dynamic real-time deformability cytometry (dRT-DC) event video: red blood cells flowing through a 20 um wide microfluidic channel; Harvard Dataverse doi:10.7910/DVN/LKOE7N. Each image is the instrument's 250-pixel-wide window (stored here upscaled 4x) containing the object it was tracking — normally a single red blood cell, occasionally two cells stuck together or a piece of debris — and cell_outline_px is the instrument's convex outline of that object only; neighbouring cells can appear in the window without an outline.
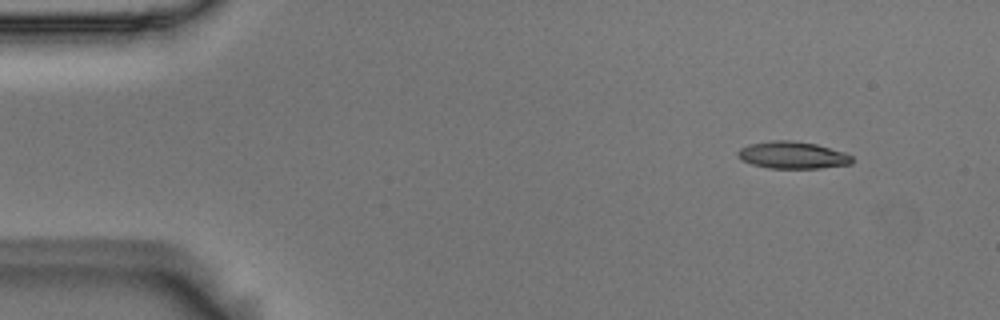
{"species": "Egyptian fruit bat (a non-hibernating species)", "species_latin": "Rousettus aegyptiacus", "temperature_condition": "room temperature", "stored_images_in_passage": 4, "camera_frame_rate_fps": 3000, "um_per_image_px": 0.085, "animal": {"sex": "male"}, "frame": {"image": 1, "passage_image": 1, "time_ms": 0.0, "image_size_px": [1000, 320], "cell_outline_px": [[852, 164], [820, 168], [768, 168], [752, 164], [740, 160], [736, 156], [736, 152], [740, 148], [748, 144], [772, 140], [792, 140], [816, 144], [844, 152], [852, 156]], "centroid_in_image_um": [67.32, 13.18], "position_along_channel_um": 17.7, "area_um2": 18.21}}
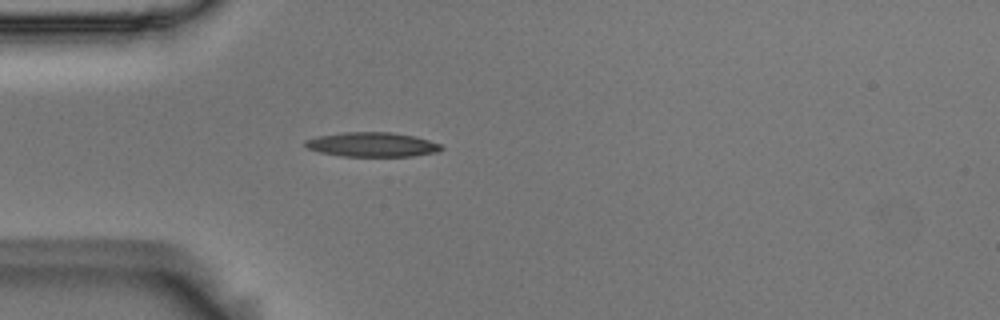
{"frame": {"image": 2, "passage_image": 4, "time_ms": 1.0, "image_size_px": [1000, 320], "cell_outline_px": [[444, 148], [436, 152], [412, 156], [340, 156], [320, 152], [308, 148], [304, 144], [304, 140], [316, 136], [344, 132], [392, 132], [416, 136], [440, 144]], "centroid_in_image_um": [31.61, 12.28], "position_along_channel_um": 53.4, "area_um2": 19.42}}